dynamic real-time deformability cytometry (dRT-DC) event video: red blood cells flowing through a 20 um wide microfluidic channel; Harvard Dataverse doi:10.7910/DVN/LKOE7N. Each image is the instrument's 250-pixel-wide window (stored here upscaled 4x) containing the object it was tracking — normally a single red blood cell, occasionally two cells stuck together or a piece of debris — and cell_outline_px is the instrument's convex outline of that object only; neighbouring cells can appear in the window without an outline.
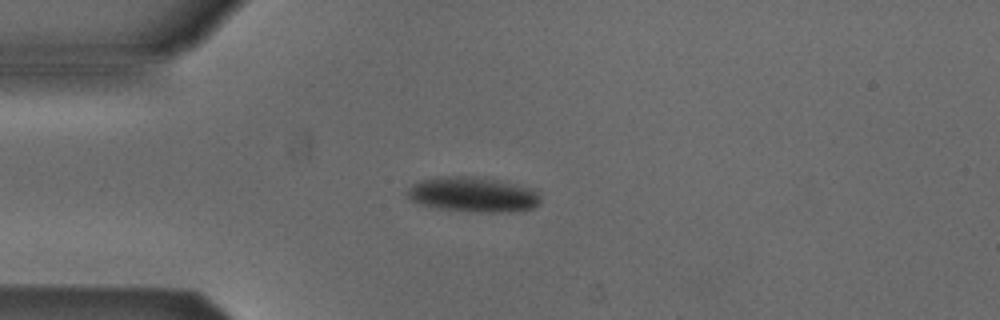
{"species": "Egyptian fruit bat (a non-hibernating species)", "species_latin": "Rousettus aegyptiacus", "temperature_condition": "cold", "stored_images_in_passage": 3, "camera_frame_rate_fps": 3000, "um_per_image_px": 0.085, "animal": {"sex": "male"}, "frame": {"image": 1, "passage_image": 1, "time_ms": 0.0, "image_size_px": [1000, 320], "cell_outline_px": [[540, 204], [532, 208], [512, 212], [472, 212], [436, 208], [420, 204], [412, 200], [404, 192], [412, 184], [420, 180], [440, 176], [472, 176], [496, 180], [536, 188], [540, 192]], "centroid_in_image_um": [40.22, 16.53], "position_along_channel_um": 44.8, "area_um2": 27.63}}